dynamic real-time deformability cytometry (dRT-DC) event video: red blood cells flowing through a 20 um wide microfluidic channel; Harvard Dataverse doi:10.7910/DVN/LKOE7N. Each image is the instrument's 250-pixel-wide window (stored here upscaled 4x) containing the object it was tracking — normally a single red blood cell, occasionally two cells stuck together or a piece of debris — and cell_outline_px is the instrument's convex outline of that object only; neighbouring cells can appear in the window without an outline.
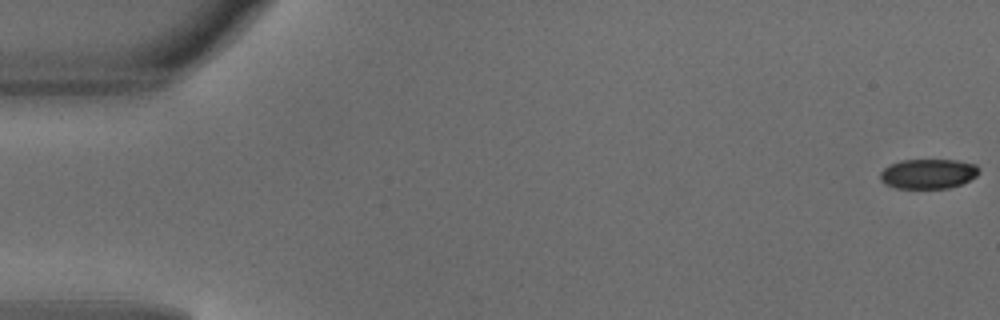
{"species": "common noctule bat (a hibernating species)", "species_latin": "Nyctalus noctula", "temperature_condition": "warm", "stored_images_in_passage": 49, "camera_frame_rate_fps": 3000, "um_per_image_px": 0.085, "animal": {"sex": "male", "body_mass_g": 18.8}, "frame": {"image": 1, "passage_image": 1, "time_ms": 0.0, "image_size_px": [1000, 320], "cell_outline_px": [[980, 172], [976, 176], [960, 184], [948, 188], [896, 188], [884, 184], [880, 180], [880, 172], [884, 168], [900, 160], [956, 160], [976, 164], [980, 168]], "centroid_in_image_um": [78.89, 14.77], "position_along_channel_um": 6.1, "area_um2": 17.17}}
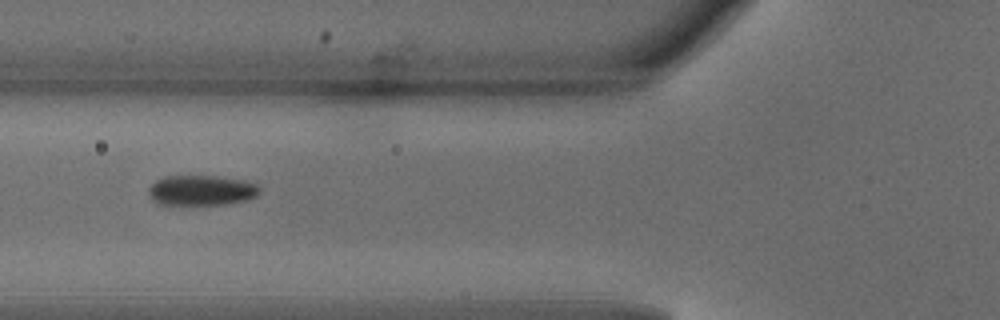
{"frame": {"image": 2, "passage_image": 19, "time_ms": 6.0, "image_size_px": [1000, 320], "cell_outline_px": [[260, 192], [256, 196], [248, 200], [224, 204], [156, 204], [152, 200], [148, 192], [148, 188], [156, 180], [164, 176], [216, 176], [244, 180], [256, 184], [260, 188]], "centroid_in_image_um": [17.11, 16.17], "position_along_channel_um": 108.7, "area_um2": 19.59}}
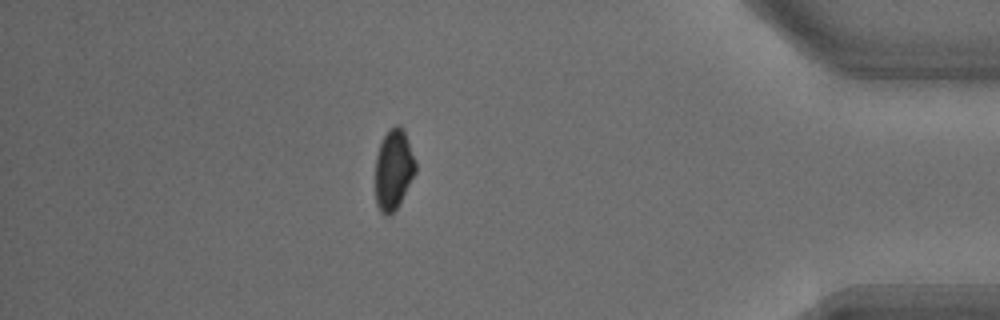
{"frame": {"image": 3, "passage_image": 43, "time_ms": 14.0, "image_size_px": [1000, 320], "cell_outline_px": [[416, 172], [396, 208], [388, 216], [384, 216], [380, 212], [376, 204], [376, 156], [380, 144], [388, 128], [396, 124], [400, 124], [404, 128], [416, 160]], "centroid_in_image_um": [33.46, 14.36], "position_along_channel_um": 401.7, "area_um2": 18.96}, "authors_computed_cell_mechanics": {"area_um2": 19.8254, "velocity_mm_per_s": 4.1666, "shape_relaxation_time_tau1_ms": 3.9294, "shape_relaxation_time_tau2_ms": null, "deformation_change_tau1": 0.1258, "deformation_change_tau2": null}}